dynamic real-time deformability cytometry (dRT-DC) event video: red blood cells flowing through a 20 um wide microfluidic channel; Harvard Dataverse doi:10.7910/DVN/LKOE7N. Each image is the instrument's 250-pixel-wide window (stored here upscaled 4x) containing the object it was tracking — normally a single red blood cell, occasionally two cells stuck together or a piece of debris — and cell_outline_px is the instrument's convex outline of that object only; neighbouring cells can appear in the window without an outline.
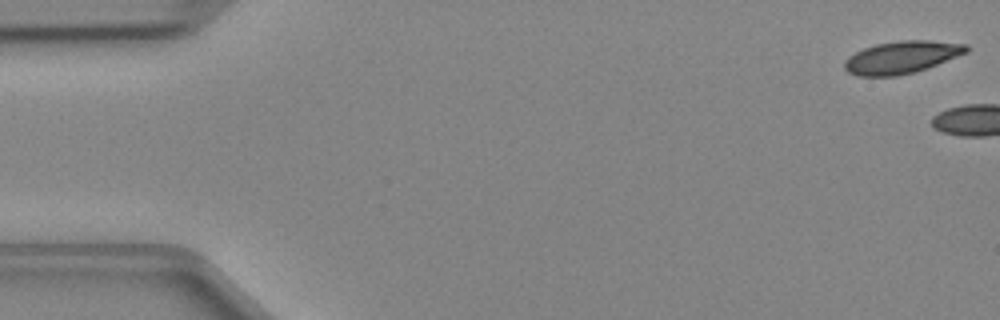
{"species": "Egyptian fruit bat (a non-hibernating species)", "species_latin": "Rousettus aegyptiacus", "temperature_condition": "cold", "stored_images_in_passage": 4, "camera_frame_rate_fps": 3000, "um_per_image_px": 0.085, "animal": {"sex": "female"}, "frame": {"image": 1, "passage_image": 1, "time_ms": 0.0, "image_size_px": [1000, 320], "cell_outline_px": [[968, 52], [928, 68], [916, 72], [896, 76], [856, 76], [848, 72], [844, 68], [844, 60], [848, 56], [864, 48], [876, 44], [900, 40], [928, 40], [968, 44]], "centroid_in_image_um": [76.64, 4.87], "position_along_channel_um": 8.4, "area_um2": 23.18}}